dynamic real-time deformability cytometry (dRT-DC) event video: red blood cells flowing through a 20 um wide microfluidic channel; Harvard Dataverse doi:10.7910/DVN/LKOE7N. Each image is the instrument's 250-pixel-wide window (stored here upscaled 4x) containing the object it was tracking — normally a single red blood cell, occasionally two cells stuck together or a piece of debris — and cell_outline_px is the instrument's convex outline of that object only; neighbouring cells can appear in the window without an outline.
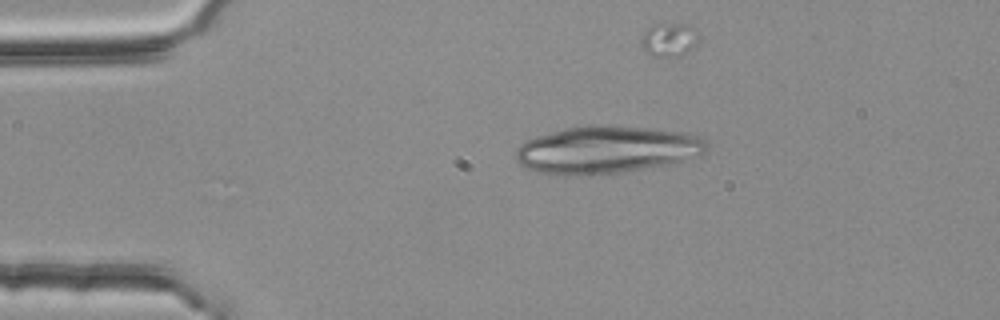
{"species": "common noctule bat (a hibernating species)", "species_latin": "Nyctalus noctula", "temperature_condition": "room temperature", "stored_images_in_passage": 3, "camera_frame_rate_fps": 3000, "um_per_image_px": 0.085, "animal": {"sex": "female", "body_mass_g": 25.1}, "frame": {"image": 1, "passage_image": 1, "time_ms": 0.0, "image_size_px": [1000, 320], "cell_outline_px": [[708, 152], [700, 156], [668, 164], [624, 172], [600, 176], [564, 176], [540, 172], [524, 168], [520, 164], [516, 156], [516, 148], [520, 144], [536, 136], [564, 128], [588, 124], [608, 124], [688, 132], [704, 140], [708, 144]], "centroid_in_image_um": [51.57, 12.73], "position_along_channel_um": 33.4, "area_um2": 53.81}}